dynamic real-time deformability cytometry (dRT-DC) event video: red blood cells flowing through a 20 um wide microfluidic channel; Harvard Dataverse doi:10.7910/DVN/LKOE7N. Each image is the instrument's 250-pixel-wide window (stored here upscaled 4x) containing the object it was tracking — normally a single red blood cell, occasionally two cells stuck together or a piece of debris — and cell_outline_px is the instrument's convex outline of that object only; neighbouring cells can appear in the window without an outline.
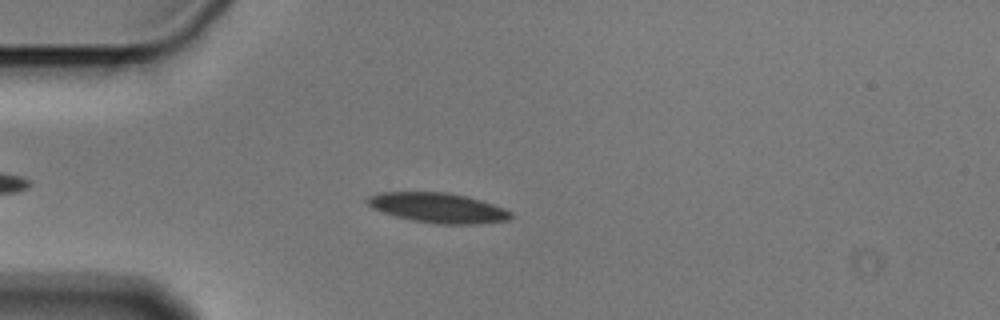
{"species": "Egyptian fruit bat (a non-hibernating species)", "species_latin": "Rousettus aegyptiacus", "temperature_condition": "cold", "stored_images_in_passage": 3, "camera_frame_rate_fps": 3000, "um_per_image_px": 0.085, "animal": {"sex": "male"}, "frame": {"image": 1, "passage_image": 3, "time_ms": 0.667, "image_size_px": [1000, 320], "cell_outline_px": [[512, 216], [508, 220], [480, 224], [436, 224], [412, 220], [396, 216], [372, 208], [364, 200], [368, 196], [376, 192], [448, 192], [468, 196], [504, 208], [512, 212]], "centroid_in_image_um": [37.22, 17.66], "position_along_channel_um": 47.8, "area_um2": 25.14}}